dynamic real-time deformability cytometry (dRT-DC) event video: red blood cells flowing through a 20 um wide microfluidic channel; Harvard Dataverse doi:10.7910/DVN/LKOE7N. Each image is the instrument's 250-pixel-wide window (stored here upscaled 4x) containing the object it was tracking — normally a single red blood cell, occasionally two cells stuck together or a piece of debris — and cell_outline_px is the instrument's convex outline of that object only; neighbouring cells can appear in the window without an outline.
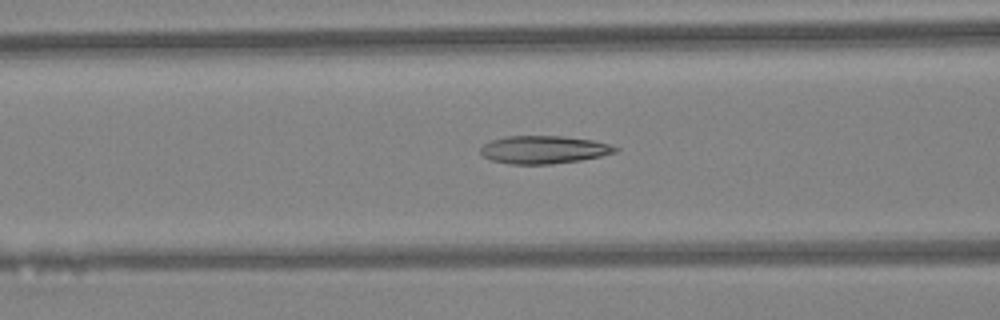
{"species": "Egyptian fruit bat (a non-hibernating species)", "species_latin": "Rousettus aegyptiacus", "temperature_condition": "warm", "stored_images_in_passage": 46, "camera_frame_rate_fps": 3000, "um_per_image_px": 0.085, "animal": {"sex": "female"}, "frame": {"image": 1, "passage_image": 19, "time_ms": 6.0, "image_size_px": [1000, 320], "cell_outline_px": [[620, 148], [616, 152], [600, 156], [580, 160], [552, 164], [508, 164], [492, 160], [484, 156], [480, 152], [480, 148], [484, 144], [492, 140], [508, 136], [564, 136], [592, 140], [608, 144]], "centroid_in_image_um": [46.22, 12.72], "position_along_channel_um": 120.4, "area_um2": 21.79}}
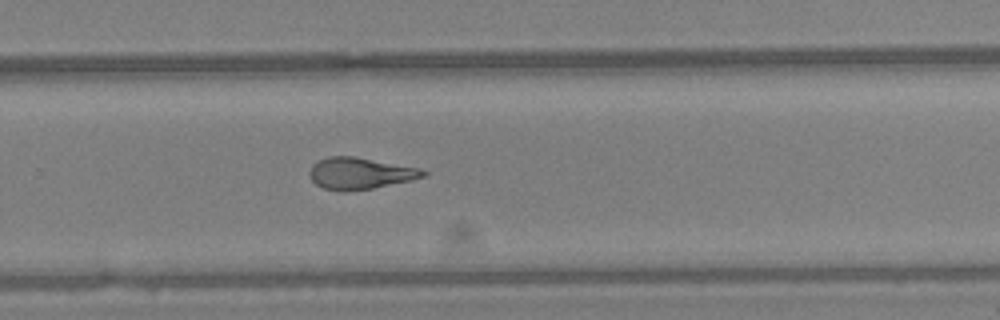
{"frame": {"image": 2, "passage_image": 31, "time_ms": 10.0, "image_size_px": [1000, 320], "cell_outline_px": [[428, 172], [424, 176], [412, 180], [372, 188], [324, 188], [316, 184], [312, 180], [308, 172], [312, 164], [328, 156], [356, 156], [420, 168]], "centroid_in_image_um": [30.63, 14.68], "position_along_channel_um": 299.2, "area_um2": 20.29}}
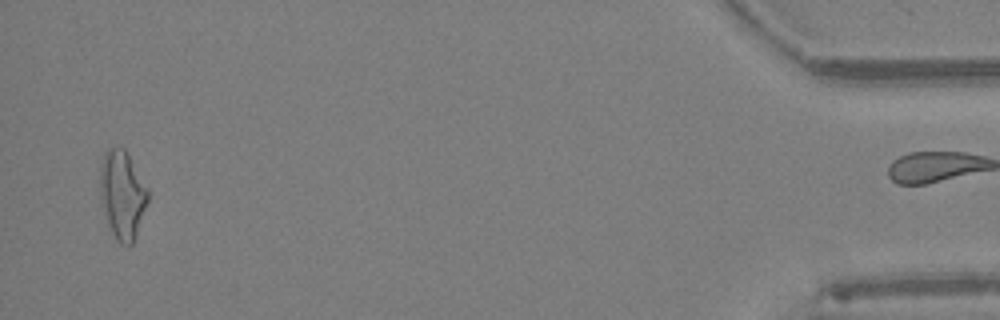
{"frame": {"image": 3, "passage_image": 45, "time_ms": 14.667, "image_size_px": [1000, 320], "cell_outline_px": [[148, 200], [136, 236], [132, 244], [120, 244], [116, 240], [108, 224], [100, 204], [100, 164], [108, 148], [124, 148], [148, 188]], "centroid_in_image_um": [10.38, 16.57], "position_along_channel_um": 424.8, "area_um2": 24.51}, "authors_computed_cell_mechanics": {"area_um2": 22.1663, "velocity_mm_per_s": 4.4923, "shape_relaxation_time_tau1_ms": null, "shape_relaxation_time_tau2_ms": 1.6134, "deformation_change_tau1": null, "deformation_change_tau2": 0.098}}